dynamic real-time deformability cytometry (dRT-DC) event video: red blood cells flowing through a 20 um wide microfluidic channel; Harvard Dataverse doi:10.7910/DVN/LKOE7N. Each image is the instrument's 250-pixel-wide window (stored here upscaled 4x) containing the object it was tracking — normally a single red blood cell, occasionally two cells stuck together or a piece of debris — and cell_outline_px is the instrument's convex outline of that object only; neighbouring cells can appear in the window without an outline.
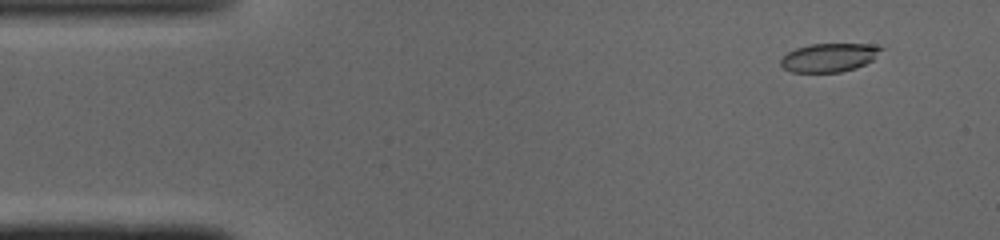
{"species": "common noctule bat (a hibernating species)", "species_latin": "Nyctalus noctula", "temperature_condition": "cold", "stored_images_in_passage": 49, "camera_frame_rate_fps": 3000, "um_per_image_px": 0.085, "animal": {"sex": "male", "body_mass_g": 19.0, "forearm_length_mm": 50.8}, "frame": {"image": 1, "passage_image": 4, "time_ms": 1.0, "image_size_px": [1000, 240], "cell_outline_px": [[884, 48], [872, 60], [856, 68], [840, 72], [792, 72], [784, 68], [780, 64], [780, 60], [788, 52], [796, 48], [812, 44], [872, 44]], "centroid_in_image_um": [70.48, 4.89], "position_along_channel_um": 14.5, "area_um2": 16.59}}
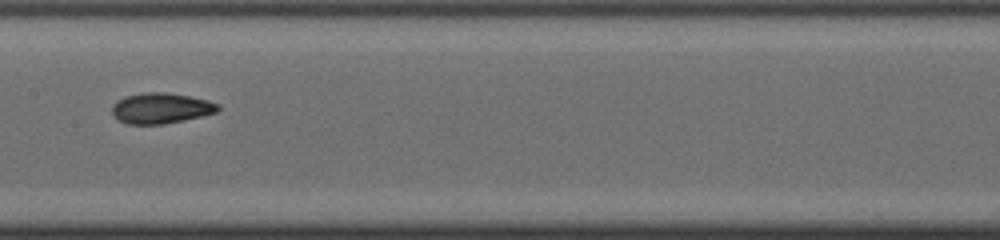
{"frame": {"image": 2, "passage_image": 24, "time_ms": 7.667, "image_size_px": [1000, 240], "cell_outline_px": [[220, 108], [216, 112], [184, 120], [164, 124], [128, 124], [120, 120], [112, 112], [112, 104], [116, 100], [124, 96], [144, 92], [164, 92], [188, 96], [208, 100], [220, 104]], "centroid_in_image_um": [13.67, 9.18], "position_along_channel_um": 193.7, "area_um2": 18.84}}
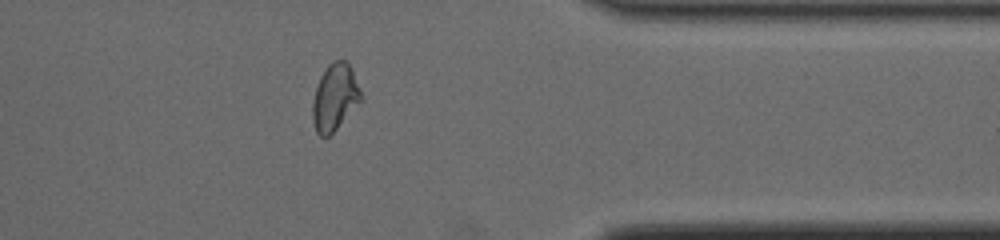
{"frame": {"image": 3, "passage_image": 39, "time_ms": 12.667, "image_size_px": [1000, 240], "cell_outline_px": [[360, 100], [336, 128], [328, 136], [320, 136], [316, 132], [312, 120], [312, 104], [316, 88], [320, 76], [328, 64], [332, 60], [344, 60], [348, 64], [360, 88]], "centroid_in_image_um": [28.41, 8.25], "position_along_channel_um": 383.0, "area_um2": 18.21}, "authors_computed_cell_mechanics": {"area_um2": 18.496, "velocity_mm_per_s": 4.105, "shape_relaxation_time_tau1_ms": 2.8173, "shape_relaxation_time_tau2_ms": 1.4165, "deformation_change_tau1": 0.145, "deformation_change_tau2": 0.0664}}